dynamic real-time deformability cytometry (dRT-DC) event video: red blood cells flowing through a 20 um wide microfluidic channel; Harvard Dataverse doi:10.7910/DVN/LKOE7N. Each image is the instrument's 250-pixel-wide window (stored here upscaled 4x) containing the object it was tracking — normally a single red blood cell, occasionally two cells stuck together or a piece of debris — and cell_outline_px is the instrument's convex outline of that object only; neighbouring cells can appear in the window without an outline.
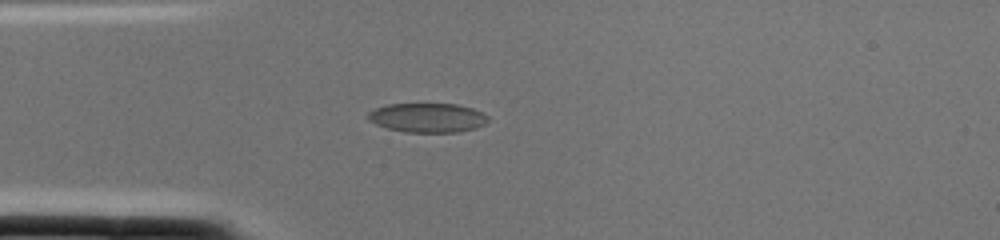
{"species": "common noctule bat (a hibernating species)", "species_latin": "Nyctalus noctula", "temperature_condition": "cold", "stored_images_in_passage": 1, "camera_frame_rate_fps": 3000, "um_per_image_px": 0.085, "animal": {"sex": "female", "body_mass_g": 22.0, "forearm_length_mm": 56.7}, "frame": {"image": 1, "passage_image": 1, "time_ms": 0.0, "image_size_px": [1000, 240], "cell_outline_px": [[488, 120], [484, 124], [476, 128], [460, 132], [404, 132], [388, 128], [376, 124], [368, 120], [364, 116], [368, 112], [376, 108], [388, 104], [456, 104], [472, 108], [488, 116]], "centroid_in_image_um": [36.31, 10.01], "position_along_channel_um": 48.7, "area_um2": 20.52}}